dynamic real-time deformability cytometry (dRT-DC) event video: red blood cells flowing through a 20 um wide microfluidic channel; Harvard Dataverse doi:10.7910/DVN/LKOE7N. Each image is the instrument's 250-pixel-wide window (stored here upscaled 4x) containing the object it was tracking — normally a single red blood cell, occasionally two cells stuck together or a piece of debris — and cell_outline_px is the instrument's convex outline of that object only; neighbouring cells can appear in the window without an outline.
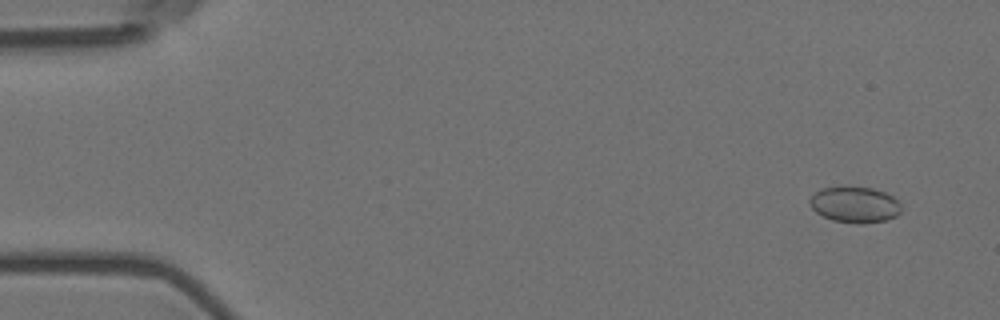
{"species": "Egyptian fruit bat (a non-hibernating species)", "species_latin": "Rousettus aegyptiacus", "temperature_condition": "room temperature", "stored_images_in_passage": 54, "camera_frame_rate_fps": 3000, "um_per_image_px": 0.085, "animal": {"sex": "female"}, "frame": {"image": 1, "passage_image": 1, "time_ms": 0.0, "image_size_px": [1000, 320], "cell_outline_px": [[900, 212], [896, 216], [884, 220], [832, 220], [816, 212], [812, 208], [808, 200], [820, 188], [840, 184], [848, 184], [872, 188], [884, 192], [892, 196], [900, 204]], "centroid_in_image_um": [72.6, 17.28], "position_along_channel_um": 12.4, "area_um2": 18.84}}
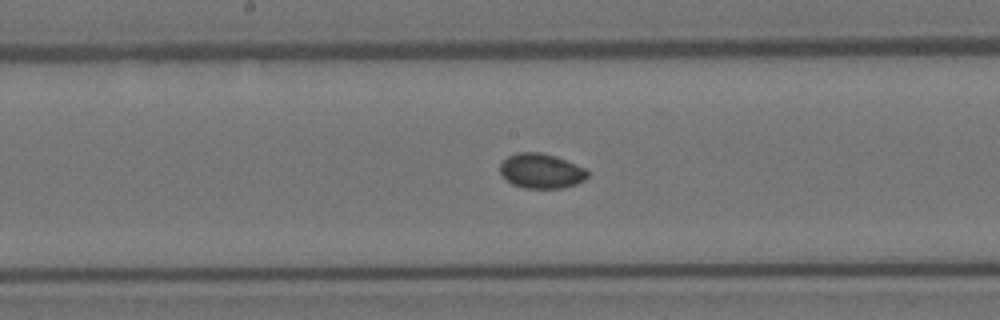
{"frame": {"image": 2, "passage_image": 27, "time_ms": 8.667, "image_size_px": [1000, 320], "cell_outline_px": [[588, 176], [584, 180], [576, 184], [560, 188], [524, 188], [512, 184], [500, 172], [500, 164], [508, 156], [516, 152], [540, 152], [556, 156], [584, 168], [588, 172]], "centroid_in_image_um": [45.99, 14.52], "position_along_channel_um": 202.2, "area_um2": 17.63}}
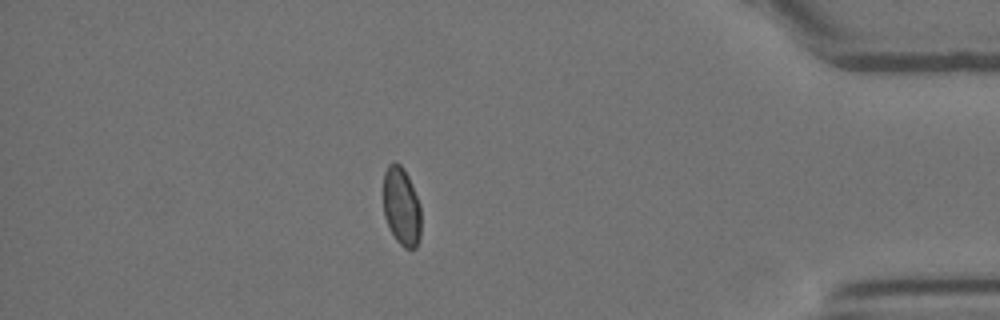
{"frame": {"image": 3, "passage_image": 47, "time_ms": 15.333, "image_size_px": [1000, 320], "cell_outline_px": [[420, 240], [416, 248], [404, 248], [396, 240], [384, 216], [384, 172], [388, 164], [392, 160], [396, 160], [404, 168], [408, 176], [420, 204]], "centroid_in_image_um": [34.13, 17.51], "position_along_channel_um": 401.1, "area_um2": 17.34}, "authors_computed_cell_mechanics": {"area_um2": 17.8313, "velocity_mm_per_s": 3.5777, "shape_relaxation_time_tau1_ms": null, "shape_relaxation_time_tau2_ms": 3.8638, "deformation_change_tau1": null, "deformation_change_tau2": 0.0422}}